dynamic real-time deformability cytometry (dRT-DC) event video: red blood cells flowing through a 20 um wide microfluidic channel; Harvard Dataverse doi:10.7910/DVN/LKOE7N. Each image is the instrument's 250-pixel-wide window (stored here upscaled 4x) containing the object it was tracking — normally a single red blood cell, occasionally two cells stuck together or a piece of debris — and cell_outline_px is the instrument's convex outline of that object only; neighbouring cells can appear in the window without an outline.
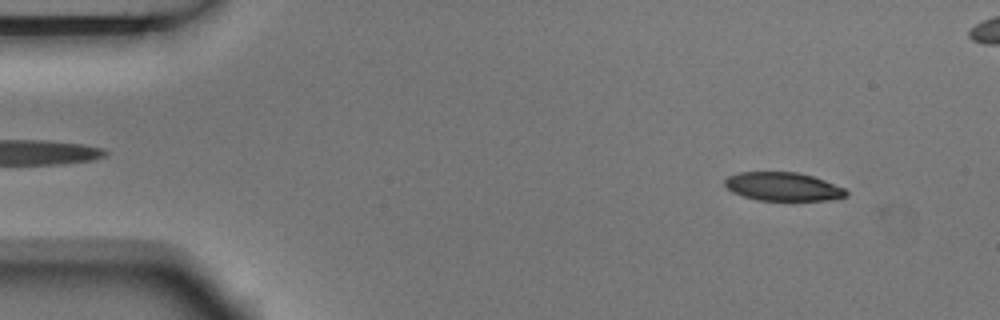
{"species": "Egyptian fruit bat (a non-hibernating species)", "species_latin": "Rousettus aegyptiacus", "temperature_condition": "room temperature", "stored_images_in_passage": 4, "camera_frame_rate_fps": 3000, "um_per_image_px": 0.085, "animal": {"sex": "male"}, "frame": {"image": 1, "passage_image": 1, "time_ms": 0.0, "image_size_px": [1000, 320], "cell_outline_px": [[848, 196], [832, 200], [756, 200], [732, 192], [724, 184], [724, 180], [728, 176], [740, 172], [796, 172], [812, 176], [824, 180], [844, 188], [848, 192]], "centroid_in_image_um": [66.56, 15.86], "position_along_channel_um": 18.4, "area_um2": 20.11}}